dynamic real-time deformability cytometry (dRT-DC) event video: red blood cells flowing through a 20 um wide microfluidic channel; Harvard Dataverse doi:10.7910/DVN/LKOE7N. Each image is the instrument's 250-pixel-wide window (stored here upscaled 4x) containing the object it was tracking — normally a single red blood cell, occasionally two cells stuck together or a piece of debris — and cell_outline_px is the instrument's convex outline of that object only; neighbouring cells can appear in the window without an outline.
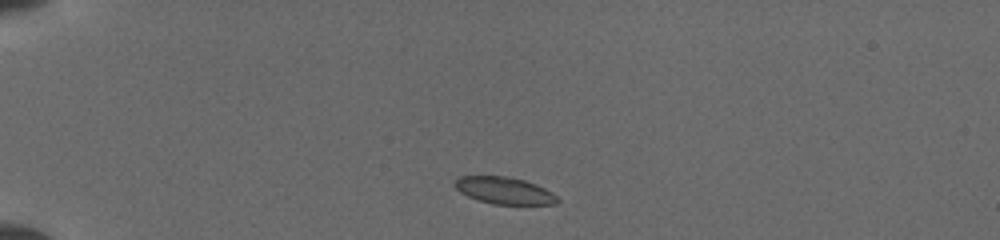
{"species": "common noctule bat (a hibernating species)", "species_latin": "Nyctalus noctula", "temperature_condition": "cold", "stored_images_in_passage": 2, "camera_frame_rate_fps": 3000, "um_per_image_px": 0.085, "animal": {"sex": "female", "body_mass_g": 19.5, "forearm_length_mm": 54.1}, "frame": {"image": 1, "passage_image": 1, "time_ms": 0.0, "image_size_px": [1000, 240], "cell_outline_px": [[560, 200], [556, 204], [492, 204], [468, 196], [460, 192], [452, 184], [460, 176], [508, 176], [524, 180], [536, 184], [552, 192]], "centroid_in_image_um": [42.87, 16.19], "position_along_channel_um": 42.1, "area_um2": 16.07}}